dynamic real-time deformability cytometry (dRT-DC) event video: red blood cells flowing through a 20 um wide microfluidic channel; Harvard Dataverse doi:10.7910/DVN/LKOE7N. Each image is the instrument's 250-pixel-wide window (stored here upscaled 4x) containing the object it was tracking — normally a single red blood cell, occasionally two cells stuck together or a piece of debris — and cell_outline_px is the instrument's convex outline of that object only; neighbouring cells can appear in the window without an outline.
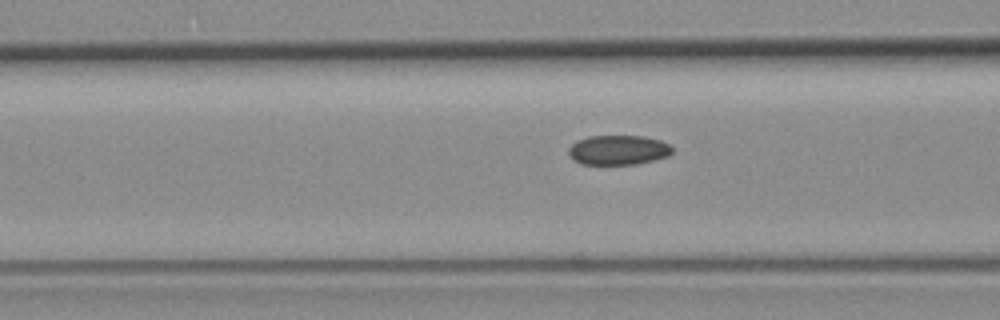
{"species": "common noctule bat (a hibernating species)", "species_latin": "Nyctalus noctula", "temperature_condition": "room temperature", "stored_images_in_passage": 9, "camera_frame_rate_fps": 3000, "um_per_image_px": 0.085, "animal": {"sex": "female", "body_mass_g": 19.3, "forearm_length_mm": 54.1}, "frame": {"image": 1, "passage_image": 7, "time_ms": 2.0, "image_size_px": [1000, 320], "cell_outline_px": [[672, 152], [668, 156], [636, 164], [580, 164], [572, 160], [568, 152], [568, 148], [576, 140], [588, 136], [644, 136], [660, 140], [668, 144], [672, 148]], "centroid_in_image_um": [52.51, 12.75], "position_along_channel_um": 114.1, "area_um2": 17.98}}